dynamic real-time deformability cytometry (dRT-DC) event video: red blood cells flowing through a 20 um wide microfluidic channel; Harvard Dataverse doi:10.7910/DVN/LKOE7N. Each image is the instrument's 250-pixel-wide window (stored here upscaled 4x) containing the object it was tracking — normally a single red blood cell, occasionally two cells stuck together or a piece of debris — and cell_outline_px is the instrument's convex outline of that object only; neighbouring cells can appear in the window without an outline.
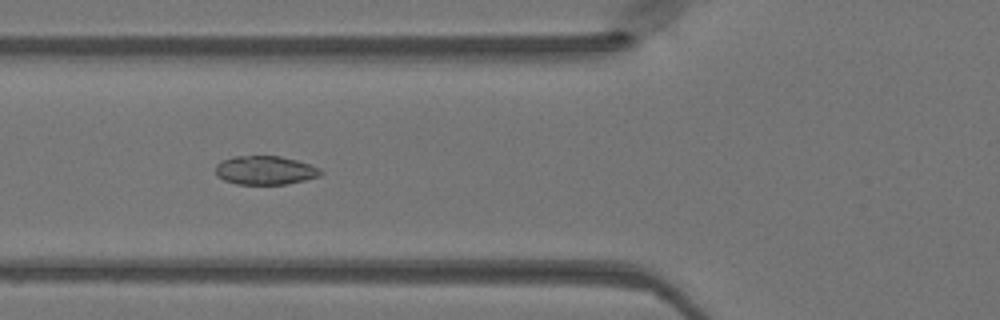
{"species": "Egyptian fruit bat (a non-hibernating species)", "species_latin": "Rousettus aegyptiacus", "temperature_condition": "warm", "stored_images_in_passage": 49, "camera_frame_rate_fps": 3000, "um_per_image_px": 0.085, "animal": {"sex": "female"}, "frame": {"image": 1, "passage_image": 19, "time_ms": 6.0, "image_size_px": [1000, 320], "cell_outline_px": [[324, 172], [320, 176], [304, 180], [284, 184], [236, 184], [224, 180], [216, 176], [216, 164], [232, 156], [280, 156], [296, 160], [320, 168]], "centroid_in_image_um": [22.53, 14.47], "position_along_channel_um": 103.3, "area_um2": 17.57}}
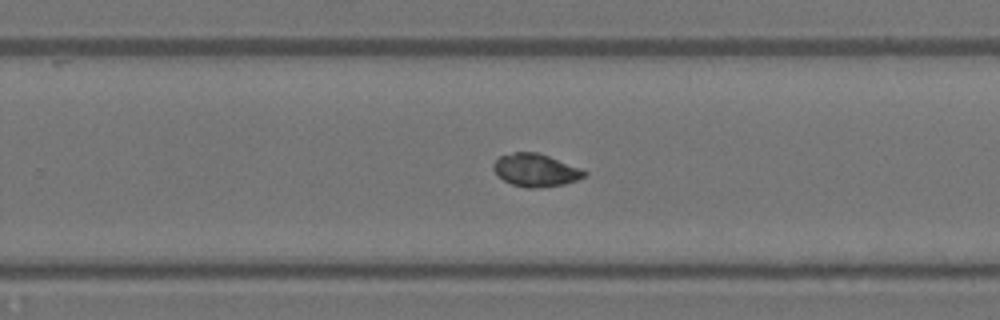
{"frame": {"image": 2, "passage_image": 32, "time_ms": 10.333, "image_size_px": [1000, 320], "cell_outline_px": [[588, 172], [584, 176], [576, 180], [564, 184], [536, 188], [524, 188], [512, 184], [504, 180], [492, 168], [492, 164], [500, 156], [512, 152], [540, 152], [580, 168]], "centroid_in_image_um": [45.52, 14.45], "position_along_channel_um": 284.3, "area_um2": 17.34}}
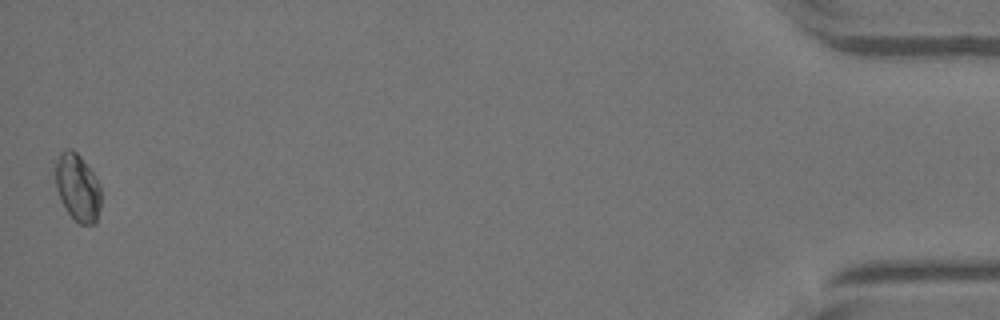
{"frame": {"image": 3, "passage_image": 49, "time_ms": 16.0, "image_size_px": [1000, 320], "cell_outline_px": [[100, 208], [96, 224], [80, 224], [68, 212], [60, 200], [56, 188], [56, 164], [60, 152], [64, 148], [72, 148], [80, 156], [92, 172], [100, 184]], "centroid_in_image_um": [6.6, 15.93], "position_along_channel_um": 428.6, "area_um2": 17.8}}